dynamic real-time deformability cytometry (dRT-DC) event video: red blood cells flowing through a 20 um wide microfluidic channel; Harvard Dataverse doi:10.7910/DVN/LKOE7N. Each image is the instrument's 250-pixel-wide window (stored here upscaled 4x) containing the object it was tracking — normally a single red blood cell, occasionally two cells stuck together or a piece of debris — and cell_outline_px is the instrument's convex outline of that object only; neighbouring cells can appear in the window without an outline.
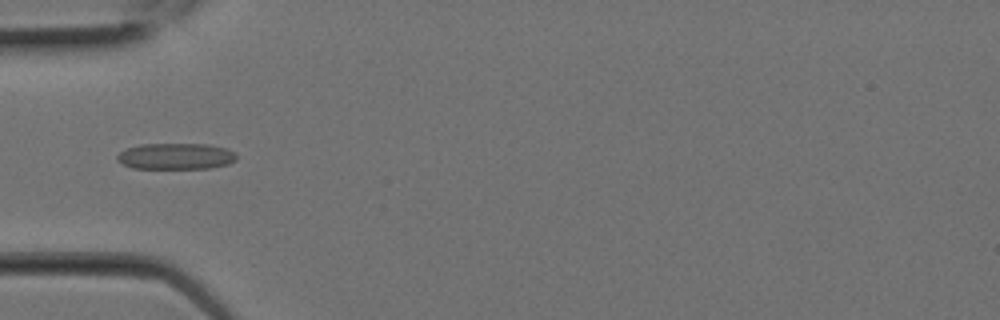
{"species": "Egyptian fruit bat (a non-hibernating species)", "species_latin": "Rousettus aegyptiacus", "temperature_condition": "room temperature", "stored_images_in_passage": 8, "camera_frame_rate_fps": 3000, "um_per_image_px": 0.085, "animal": {"sex": "female"}, "frame": {"image": 1, "passage_image": 6, "time_ms": 1.667, "image_size_px": [1000, 320], "cell_outline_px": [[236, 160], [228, 164], [208, 168], [132, 168], [116, 160], [116, 156], [120, 152], [128, 148], [140, 144], [208, 144], [228, 148], [236, 156]], "centroid_in_image_um": [14.94, 13.27], "position_along_channel_um": 70.1, "area_um2": 18.15}}
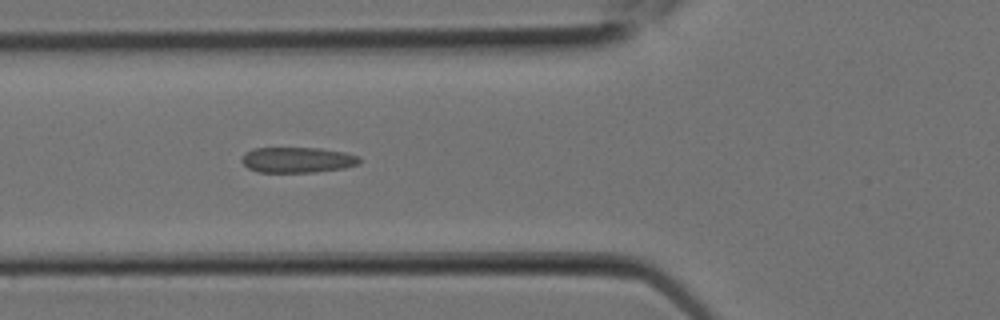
{"frame": {"image": 2, "passage_image": 7, "time_ms": 2.0, "image_size_px": [1000, 320], "cell_outline_px": [[360, 164], [344, 168], [316, 172], [260, 172], [248, 168], [240, 160], [244, 152], [252, 148], [320, 148], [344, 152], [360, 156]], "centroid_in_image_um": [25.28, 13.59], "position_along_channel_um": 100.5, "area_um2": 17.69}}
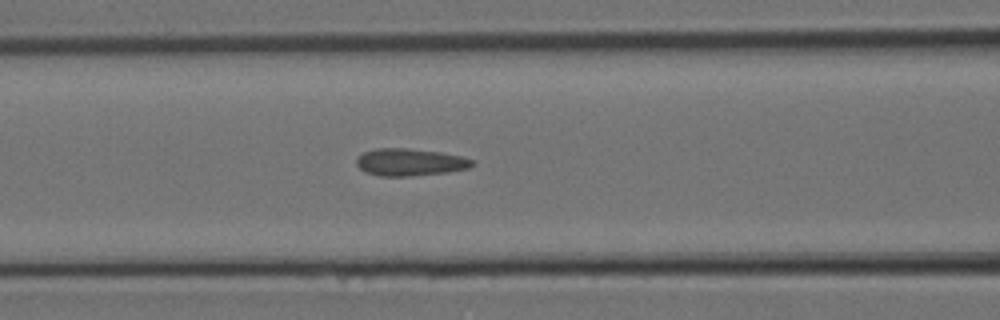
{"frame": {"image": 3, "passage_image": 8, "time_ms": 2.333, "image_size_px": [1000, 320], "cell_outline_px": [[476, 164], [468, 168], [448, 172], [412, 176], [380, 176], [364, 172], [356, 164], [356, 156], [364, 152], [376, 148], [408, 148], [440, 152], [464, 156], [476, 160]], "centroid_in_image_um": [34.87, 13.78], "position_along_channel_um": 131.7, "area_um2": 18.73}}